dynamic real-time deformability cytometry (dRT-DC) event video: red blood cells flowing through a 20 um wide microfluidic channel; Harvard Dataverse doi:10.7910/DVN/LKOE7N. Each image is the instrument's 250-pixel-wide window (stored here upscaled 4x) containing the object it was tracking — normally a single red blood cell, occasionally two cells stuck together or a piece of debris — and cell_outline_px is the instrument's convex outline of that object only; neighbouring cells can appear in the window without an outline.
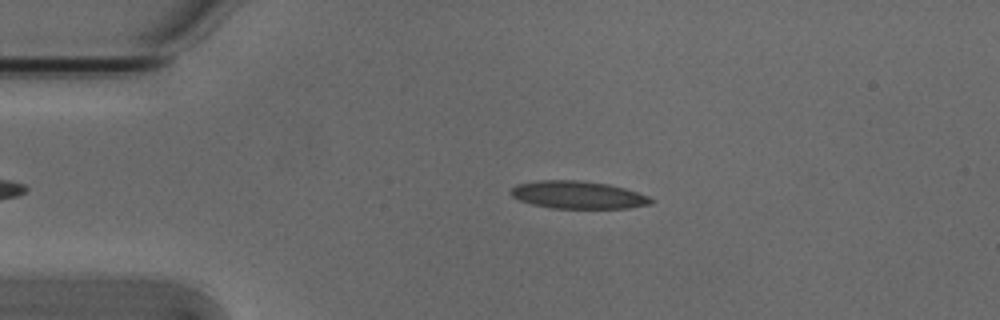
{"species": "Egyptian fruit bat (a non-hibernating species)", "species_latin": "Rousettus aegyptiacus", "temperature_condition": "cold", "stored_images_in_passage": 2, "camera_frame_rate_fps": 3000, "um_per_image_px": 0.085, "animal": {"sex": "male"}, "frame": {"image": 1, "passage_image": 1, "time_ms": 0.0, "image_size_px": [1000, 320], "cell_outline_px": [[656, 200], [652, 204], [628, 208], [552, 208], [532, 204], [520, 200], [512, 196], [508, 192], [512, 188], [520, 184], [540, 180], [576, 180], [608, 184], [624, 188], [648, 196]], "centroid_in_image_um": [49.15, 16.57], "position_along_channel_um": 35.8, "area_um2": 22.43}}